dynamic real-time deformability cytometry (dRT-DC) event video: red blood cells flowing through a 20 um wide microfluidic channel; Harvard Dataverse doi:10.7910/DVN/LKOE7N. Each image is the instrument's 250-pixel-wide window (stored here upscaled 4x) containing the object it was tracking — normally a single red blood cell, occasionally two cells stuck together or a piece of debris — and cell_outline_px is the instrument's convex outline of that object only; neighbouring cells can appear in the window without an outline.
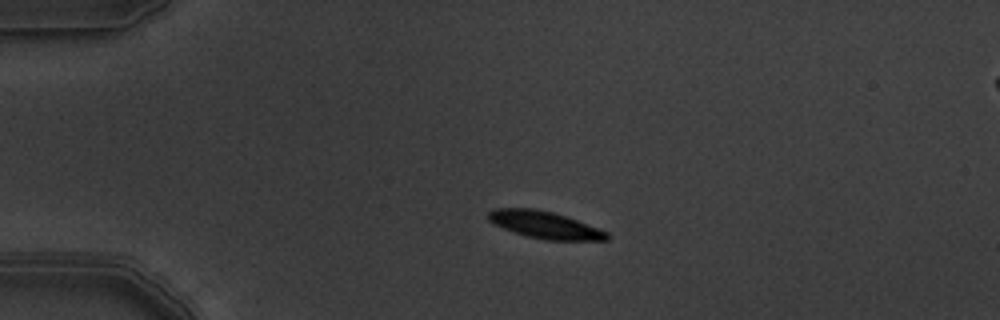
{"species": "common noctule bat (a hibernating species)", "species_latin": "Nyctalus noctula", "temperature_condition": "warm", "stored_images_in_passage": 4, "camera_frame_rate_fps": 3000, "um_per_image_px": 0.085, "animal": {"sex": "male", "body_mass_g": 19.5, "forearm_length_mm": 54.6}, "frame": {"image": 1, "passage_image": 3, "time_ms": 0.667, "image_size_px": [1000, 320], "cell_outline_px": [[608, 240], [548, 240], [524, 236], [504, 228], [488, 220], [488, 212], [492, 208], [536, 208], [552, 212], [576, 220], [608, 232]], "centroid_in_image_um": [46.27, 19.11], "position_along_channel_um": 38.7, "area_um2": 18.55}}